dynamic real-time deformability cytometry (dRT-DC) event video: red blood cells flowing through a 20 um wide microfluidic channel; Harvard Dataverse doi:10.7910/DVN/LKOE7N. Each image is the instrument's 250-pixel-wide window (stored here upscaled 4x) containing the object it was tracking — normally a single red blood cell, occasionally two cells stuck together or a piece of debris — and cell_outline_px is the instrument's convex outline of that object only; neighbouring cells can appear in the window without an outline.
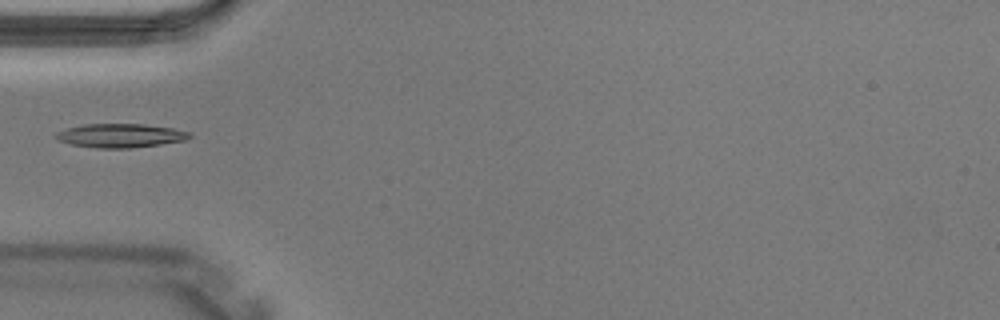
{"species": "Egyptian fruit bat (a non-hibernating species)", "species_latin": "Rousettus aegyptiacus", "temperature_condition": "warm", "stored_images_in_passage": 3, "camera_frame_rate_fps": 3000, "um_per_image_px": 0.085, "animal": {"sex": "male"}, "frame": {"image": 1, "passage_image": 3, "time_ms": 0.667, "image_size_px": [1000, 320], "cell_outline_px": [[192, 136], [184, 140], [160, 144], [128, 148], [100, 148], [72, 144], [56, 140], [56, 132], [68, 128], [84, 124], [144, 124], [172, 128], [192, 132]], "centroid_in_image_um": [10.25, 11.52], "position_along_channel_um": 74.8, "area_um2": 18.38}}